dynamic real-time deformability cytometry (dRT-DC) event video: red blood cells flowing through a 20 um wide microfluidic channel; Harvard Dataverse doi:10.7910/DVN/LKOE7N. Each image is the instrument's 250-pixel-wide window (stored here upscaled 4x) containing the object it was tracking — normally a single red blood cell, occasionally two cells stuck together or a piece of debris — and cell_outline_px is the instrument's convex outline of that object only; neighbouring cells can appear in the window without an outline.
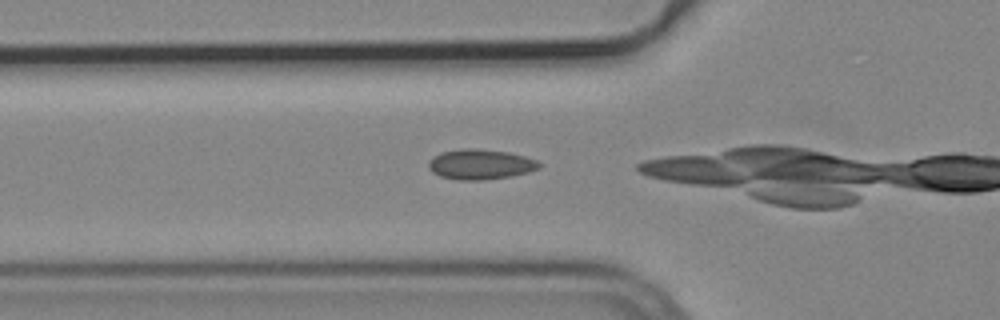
{"species": "common noctule bat (a hibernating species)", "species_latin": "Nyctalus noctula", "temperature_condition": "cold", "stored_images_in_passage": 16, "camera_frame_rate_fps": 3000, "um_per_image_px": 0.085, "animal": {"sex": "male", "body_mass_g": 19.2, "forearm_length_mm": 51.8}, "frame": {"image": 1, "passage_image": 14, "time_ms": 4.333, "image_size_px": [1000, 320], "cell_outline_px": [[540, 168], [528, 172], [512, 176], [480, 180], [460, 180], [440, 176], [432, 172], [428, 168], [428, 160], [432, 156], [440, 152], [464, 148], [476, 148], [508, 152], [524, 156], [536, 160], [540, 164]], "centroid_in_image_um": [40.79, 13.96], "position_along_channel_um": 85.0, "area_um2": 19.54}}